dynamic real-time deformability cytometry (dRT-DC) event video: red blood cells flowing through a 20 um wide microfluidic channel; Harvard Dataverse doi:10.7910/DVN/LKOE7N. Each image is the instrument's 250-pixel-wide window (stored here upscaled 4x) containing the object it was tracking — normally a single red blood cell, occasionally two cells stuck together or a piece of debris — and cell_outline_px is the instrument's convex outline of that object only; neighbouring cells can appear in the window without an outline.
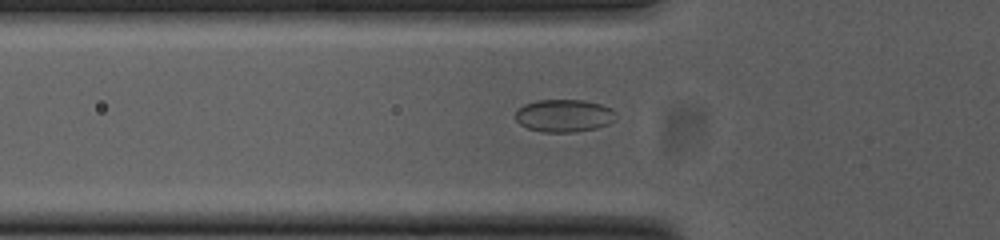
{"species": "common noctule bat (a hibernating species)", "species_latin": "Nyctalus noctula", "temperature_condition": "cold", "stored_images_in_passage": 37, "camera_frame_rate_fps": 3000, "um_per_image_px": 0.085, "animal": {"sex": "female", "body_mass_g": 23.0, "forearm_length_mm": 53.4}, "frame": {"image": 1, "passage_image": 2, "time_ms": 0.333, "image_size_px": [1000, 240], "cell_outline_px": [[616, 120], [608, 124], [596, 128], [576, 132], [544, 132], [528, 128], [520, 124], [516, 120], [516, 112], [524, 104], [536, 100], [584, 100], [600, 104], [612, 108], [616, 112]], "centroid_in_image_um": [47.98, 9.83], "position_along_channel_um": 77.8, "area_um2": 19.19}}
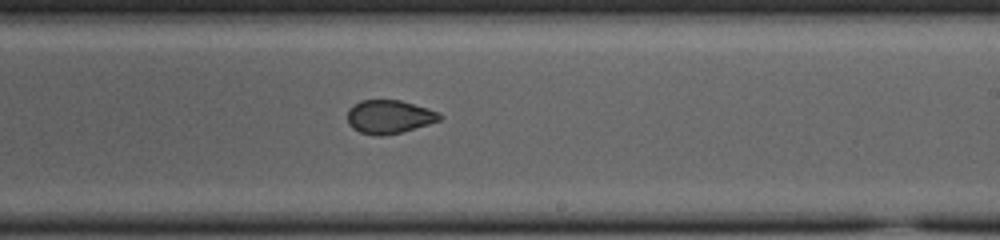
{"frame": {"image": 2, "passage_image": 16, "time_ms": 5.0, "image_size_px": [1000, 240], "cell_outline_px": [[444, 116], [440, 120], [428, 124], [400, 132], [380, 136], [360, 132], [352, 128], [348, 124], [348, 108], [360, 100], [400, 100], [428, 108], [440, 112]], "centroid_in_image_um": [33.08, 9.91], "position_along_channel_um": 255.9, "area_um2": 17.98}}
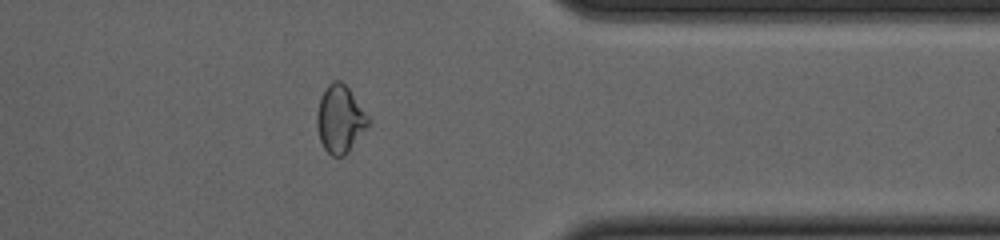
{"frame": {"image": 3, "passage_image": 27, "time_ms": 8.667, "image_size_px": [1000, 240], "cell_outline_px": [[368, 124], [348, 152], [344, 156], [332, 156], [324, 148], [320, 140], [316, 124], [316, 112], [320, 96], [324, 88], [332, 80], [340, 80], [348, 88], [368, 116]], "centroid_in_image_um": [28.85, 10.1], "position_along_channel_um": 382.6, "area_um2": 19.94}, "authors_computed_cell_mechanics": {"area_um2": 18.7272, "velocity_mm_per_s": 3.8044, "shape_relaxation_time_tau1_ms": null, "shape_relaxation_time_tau2_ms": 1.5856, "deformation_change_tau1": null, "deformation_change_tau2": 0.054}}